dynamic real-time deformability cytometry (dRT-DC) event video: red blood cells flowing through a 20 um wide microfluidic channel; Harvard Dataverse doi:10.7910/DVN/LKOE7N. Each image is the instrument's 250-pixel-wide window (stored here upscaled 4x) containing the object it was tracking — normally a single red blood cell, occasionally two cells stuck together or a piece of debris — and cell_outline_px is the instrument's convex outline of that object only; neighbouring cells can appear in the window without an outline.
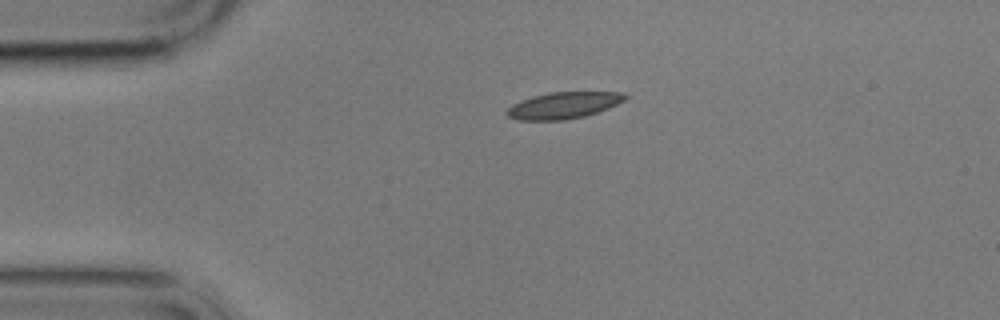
{"species": "common noctule bat (a hibernating species)", "species_latin": "Nyctalus noctula", "temperature_condition": "cold", "stored_images_in_passage": 2, "camera_frame_rate_fps": 3000, "um_per_image_px": 0.085, "animal": {"sex": "male", "body_mass_g": 17.9}, "frame": {"image": 1, "passage_image": 1, "time_ms": 0.0, "image_size_px": [1000, 320], "cell_outline_px": [[628, 96], [624, 100], [608, 108], [584, 116], [564, 120], [516, 120], [508, 116], [504, 112], [512, 104], [520, 100], [532, 96], [552, 92], [624, 92]], "centroid_in_image_um": [47.86, 8.95], "position_along_channel_um": 37.1, "area_um2": 18.26}}